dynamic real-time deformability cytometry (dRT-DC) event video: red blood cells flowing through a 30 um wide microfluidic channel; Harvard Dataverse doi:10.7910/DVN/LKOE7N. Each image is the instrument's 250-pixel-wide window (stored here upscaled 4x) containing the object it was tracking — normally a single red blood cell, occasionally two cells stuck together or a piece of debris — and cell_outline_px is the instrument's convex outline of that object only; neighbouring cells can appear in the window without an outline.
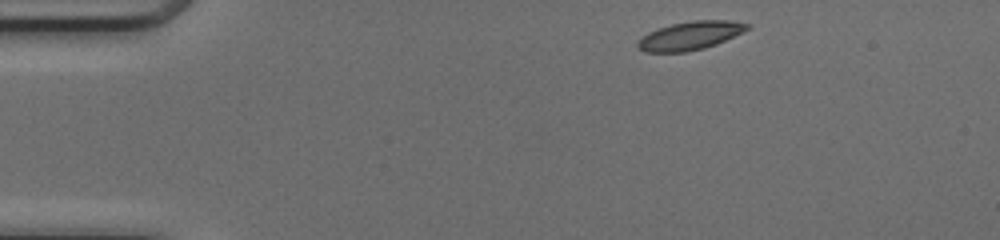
{"species": "common noctule bat (a hibernating species)", "species_latin": "Nyctalus noctula", "temperature_condition": "cold", "stored_images_in_passage": 43, "camera_frame_rate_fps": 3000, "um_per_image_px": 0.085, "animal": {"sex": "female", "body_mass_g": 17.0, "forearm_length_mm": 48.0}, "frame": {"image": 1, "passage_image": 1, "time_ms": 0.0, "image_size_px": [1000, 240], "cell_outline_px": [[752, 24], [744, 32], [716, 44], [704, 48], [684, 52], [644, 52], [636, 48], [636, 44], [640, 36], [656, 28], [672, 24], [692, 20], [728, 20]], "centroid_in_image_um": [58.62, 3.03], "position_along_channel_um": 26.4, "area_um2": 18.38}}
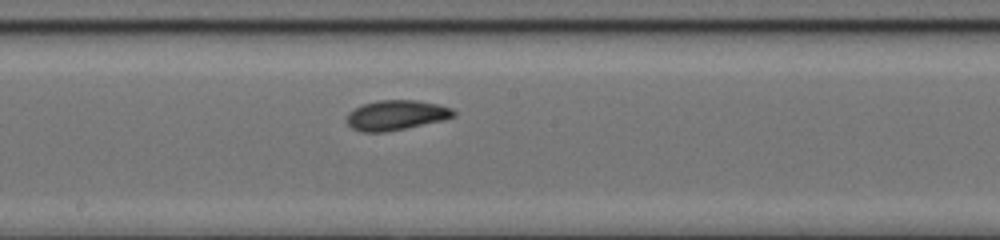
{"frame": {"image": 2, "passage_image": 20, "time_ms": 6.333, "image_size_px": [1000, 240], "cell_outline_px": [[456, 116], [444, 120], [384, 132], [360, 132], [352, 128], [348, 124], [348, 112], [364, 104], [376, 100], [416, 100], [436, 104], [452, 108], [456, 112]], "centroid_in_image_um": [33.69, 9.78], "position_along_channel_um": 214.5, "area_um2": 18.5}}
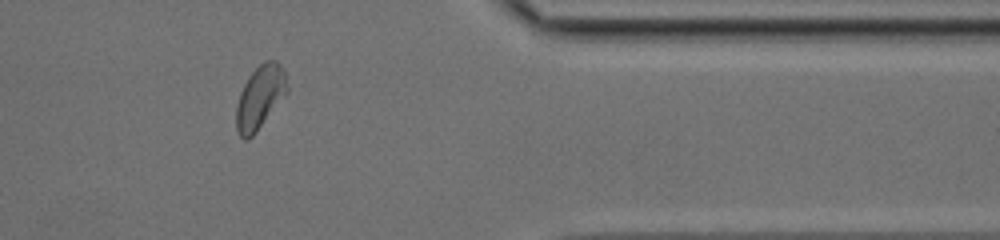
{"frame": {"image": 3, "passage_image": 34, "time_ms": 11.0, "image_size_px": [1000, 240], "cell_outline_px": [[288, 92], [256, 132], [248, 140], [244, 140], [236, 132], [236, 104], [240, 92], [248, 76], [264, 60], [276, 60], [284, 68], [288, 84]], "centroid_in_image_um": [22.1, 8.26], "position_along_channel_um": 389.3, "area_um2": 19.02}, "authors_computed_cell_mechanics": {"area_um2": 18.496, "velocity_mm_per_s": 4.163, "shape_relaxation_time_tau1_ms": 2.6148, "shape_relaxation_time_tau2_ms": 2.0447, "deformation_change_tau1": 0.1112, "deformation_change_tau2": 0.0846}}